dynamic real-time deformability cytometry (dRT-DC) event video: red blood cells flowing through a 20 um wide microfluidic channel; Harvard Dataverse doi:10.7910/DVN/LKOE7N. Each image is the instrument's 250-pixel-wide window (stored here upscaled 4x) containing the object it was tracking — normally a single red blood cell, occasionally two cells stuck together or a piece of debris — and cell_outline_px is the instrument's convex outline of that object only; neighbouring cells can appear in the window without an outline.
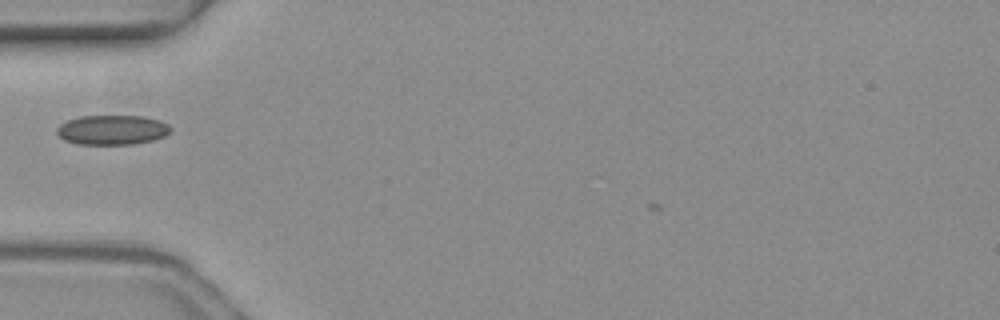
{"species": "common noctule bat (a hibernating species)", "species_latin": "Nyctalus noctula", "temperature_condition": "warm", "stored_images_in_passage": 3, "camera_frame_rate_fps": 3000, "um_per_image_px": 0.085, "animal": {"sex": "female", "body_mass_g": 19.3, "forearm_length_mm": 54.1}, "frame": {"image": 1, "passage_image": 3, "time_ms": 0.667, "image_size_px": [1000, 320], "cell_outline_px": [[172, 128], [164, 136], [152, 140], [132, 144], [76, 144], [64, 140], [56, 132], [56, 128], [60, 124], [68, 120], [80, 116], [144, 116], [160, 120], [168, 124]], "centroid_in_image_um": [9.52, 11.03], "position_along_channel_um": 75.5, "area_um2": 19.65}}